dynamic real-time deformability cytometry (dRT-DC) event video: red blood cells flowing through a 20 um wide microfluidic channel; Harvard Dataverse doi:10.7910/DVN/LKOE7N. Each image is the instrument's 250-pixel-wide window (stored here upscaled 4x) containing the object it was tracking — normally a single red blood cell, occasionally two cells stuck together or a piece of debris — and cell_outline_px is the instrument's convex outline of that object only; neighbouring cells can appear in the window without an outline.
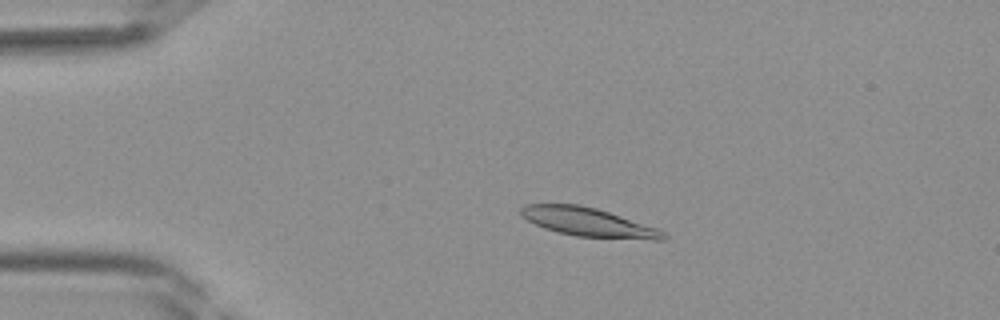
{"species": "Egyptian fruit bat (a non-hibernating species)", "species_latin": "Rousettus aegyptiacus", "temperature_condition": "room temperature", "stored_images_in_passage": 41, "camera_frame_rate_fps": 3000, "um_per_image_px": 0.085, "frame": {"image": 1, "passage_image": 9, "time_ms": 2.667, "image_size_px": [1000, 320], "cell_outline_px": [[668, 236], [664, 240], [652, 240], [576, 236], [544, 228], [528, 220], [520, 212], [520, 208], [524, 204], [580, 204], [596, 208], [656, 228], [664, 232]], "centroid_in_image_um": [50.01, 18.88], "position_along_channel_um": 35.0, "area_um2": 23.52}}
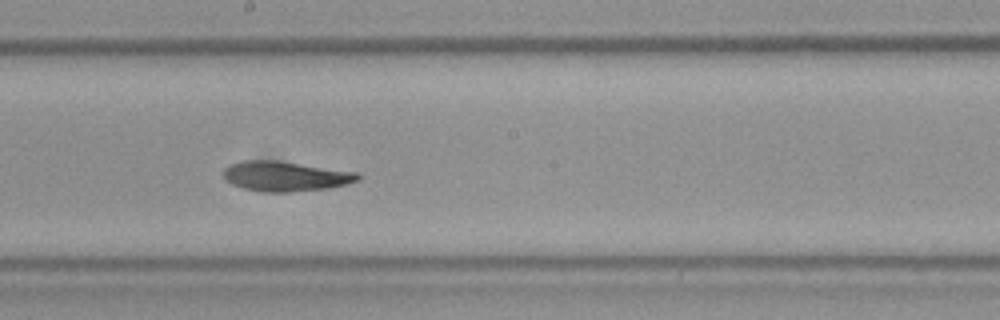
{"frame": {"image": 2, "passage_image": 23, "time_ms": 7.333, "image_size_px": [1000, 320], "cell_outline_px": [[360, 180], [348, 184], [328, 188], [292, 192], [272, 192], [244, 188], [232, 184], [224, 180], [224, 168], [228, 164], [244, 160], [276, 160], [360, 172]], "centroid_in_image_um": [24.29, 14.97], "position_along_channel_um": 223.9, "area_um2": 23.64}}
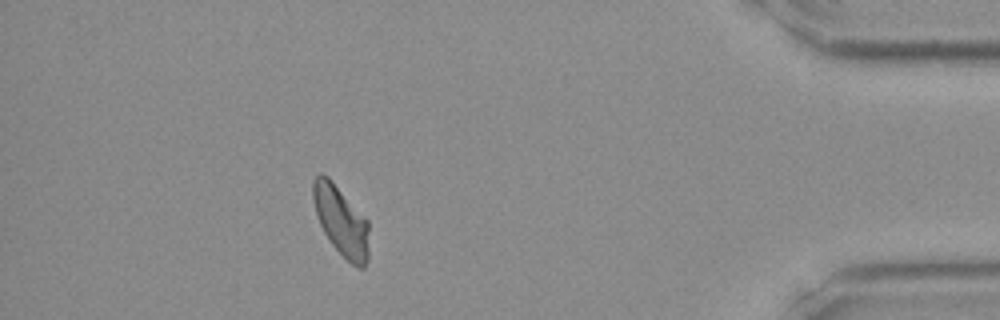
{"frame": {"image": 3, "passage_image": 37, "time_ms": 12.0, "image_size_px": [1000, 320], "cell_outline_px": [[368, 260], [364, 268], [360, 268], [352, 264], [332, 244], [324, 232], [320, 224], [312, 200], [312, 180], [320, 172], [324, 172], [328, 176], [368, 220]], "centroid_in_image_um": [28.98, 18.73], "position_along_channel_um": 406.2, "area_um2": 22.66}}